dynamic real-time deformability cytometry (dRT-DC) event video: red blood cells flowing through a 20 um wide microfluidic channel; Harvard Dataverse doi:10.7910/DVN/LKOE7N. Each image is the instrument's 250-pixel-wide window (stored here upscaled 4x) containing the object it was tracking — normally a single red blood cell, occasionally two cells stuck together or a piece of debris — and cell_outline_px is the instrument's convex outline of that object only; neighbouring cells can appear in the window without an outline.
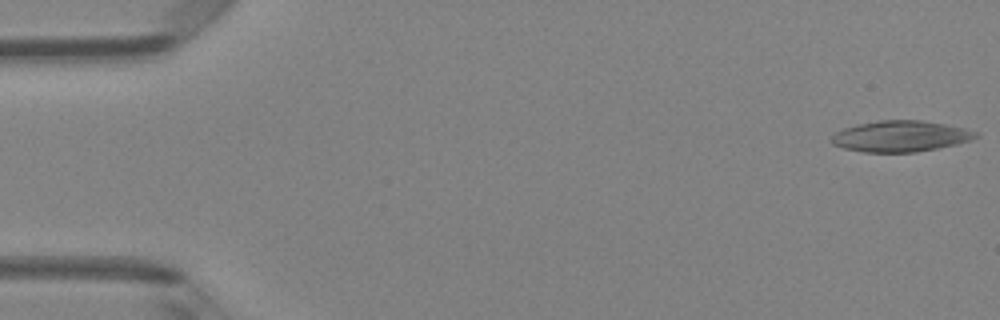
{"species": "Egyptian fruit bat (a non-hibernating species)", "species_latin": "Rousettus aegyptiacus", "temperature_condition": "room temperature", "stored_images_in_passage": 49, "camera_frame_rate_fps": 3000, "um_per_image_px": 0.085, "animal": {"sex": "female"}, "frame": {"image": 1, "passage_image": 1, "time_ms": 0.0, "image_size_px": [1000, 320], "cell_outline_px": [[980, 136], [972, 140], [956, 144], [916, 152], [864, 152], [844, 148], [832, 144], [828, 140], [836, 132], [844, 128], [856, 124], [880, 120], [920, 120], [944, 124], [964, 128], [980, 132]], "centroid_in_image_um": [76.55, 11.58], "position_along_channel_um": 8.5, "area_um2": 26.18}}
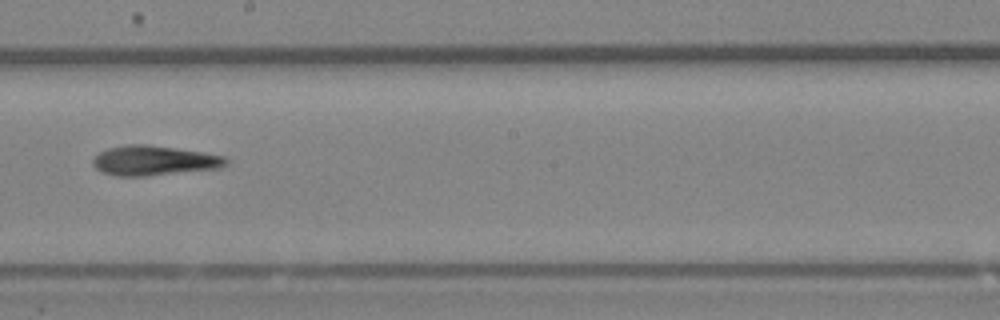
{"frame": {"image": 2, "passage_image": 28, "time_ms": 9.0, "image_size_px": [1000, 320], "cell_outline_px": [[228, 164], [220, 168], [144, 176], [116, 176], [100, 172], [92, 164], [92, 160], [100, 152], [108, 148], [128, 144], [144, 144], [200, 152], [224, 156], [228, 160]], "centroid_in_image_um": [13.06, 13.66], "position_along_channel_um": 235.1, "area_um2": 22.89}}
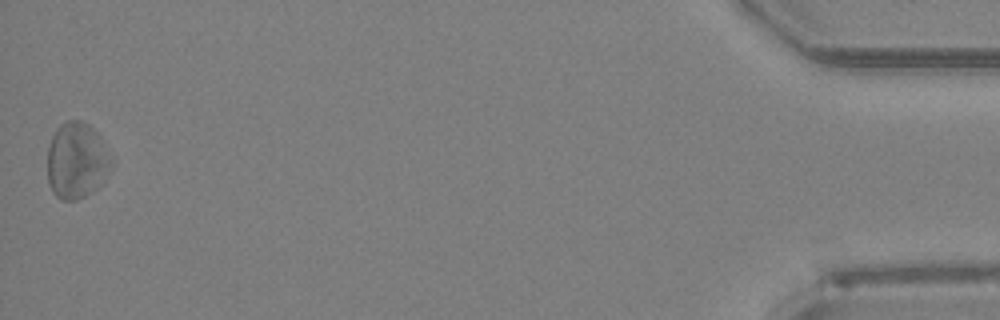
{"frame": {"image": 3, "passage_image": 49, "time_ms": 16.0, "image_size_px": [1000, 320], "cell_outline_px": [[112, 168], [100, 184], [96, 188], [84, 196], [76, 200], [60, 200], [52, 192], [48, 180], [48, 148], [52, 136], [56, 128], [60, 124], [68, 120], [84, 120], [100, 136], [112, 160]], "centroid_in_image_um": [6.51, 13.64], "position_along_channel_um": 428.7, "area_um2": 28.44}, "authors_computed_cell_mechanics": {"area_um2": 24.276, "velocity_mm_per_s": 4.0909, "shape_relaxation_time_tau1_ms": 2.232, "shape_relaxation_time_tau2_ms": 10.4269, "deformation_change_tau1": 0.1114, "deformation_change_tau2": 0.3074}}